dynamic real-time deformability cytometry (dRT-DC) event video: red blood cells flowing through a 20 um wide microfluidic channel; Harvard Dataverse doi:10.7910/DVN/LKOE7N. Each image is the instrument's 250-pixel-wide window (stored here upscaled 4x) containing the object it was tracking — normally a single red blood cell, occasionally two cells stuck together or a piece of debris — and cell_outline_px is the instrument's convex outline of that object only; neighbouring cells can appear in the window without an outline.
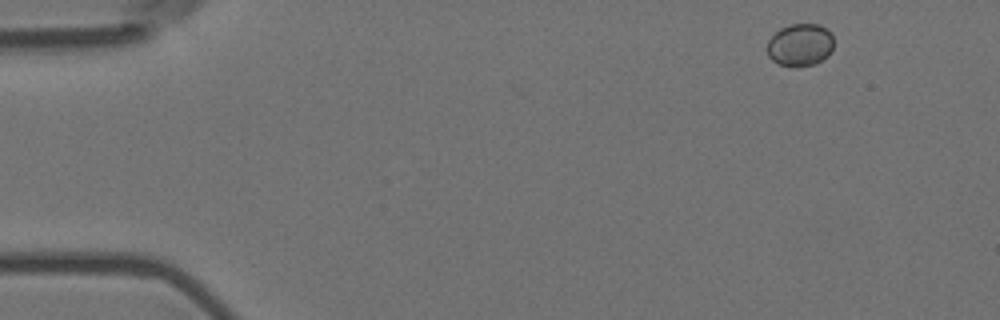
{"species": "Egyptian fruit bat (a non-hibernating species)", "species_latin": "Rousettus aegyptiacus", "temperature_condition": "room temperature", "stored_images_in_passage": 3, "camera_frame_rate_fps": 3000, "um_per_image_px": 0.085, "animal": {"sex": "female"}, "frame": {"image": 1, "passage_image": 1, "time_ms": 0.0, "image_size_px": [1000, 320], "cell_outline_px": [[832, 52], [828, 56], [816, 64], [780, 64], [772, 60], [768, 56], [768, 40], [780, 28], [788, 24], [820, 24], [832, 36]], "centroid_in_image_um": [68.01, 3.78], "position_along_channel_um": 17.0, "area_um2": 16.07}}